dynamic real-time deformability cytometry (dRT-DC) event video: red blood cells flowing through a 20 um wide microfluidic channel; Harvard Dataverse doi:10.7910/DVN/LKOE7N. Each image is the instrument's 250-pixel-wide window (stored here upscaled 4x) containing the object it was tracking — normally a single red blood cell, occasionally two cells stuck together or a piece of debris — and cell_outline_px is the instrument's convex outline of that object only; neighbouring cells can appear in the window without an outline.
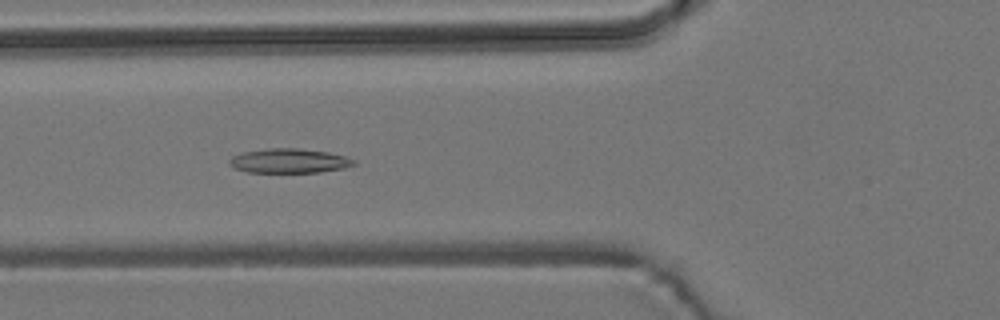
{"species": "common noctule bat (a hibernating species)", "species_latin": "Nyctalus noctula", "temperature_condition": "room temperature", "stored_images_in_passage": 22, "camera_frame_rate_fps": 3000, "um_per_image_px": 0.085, "animal": {"sex": "male", "body_mass_g": 19.2, "forearm_length_mm": 51.8}, "frame": {"image": 1, "passage_image": 3, "time_ms": 0.667, "image_size_px": [1000, 320], "cell_outline_px": [[356, 164], [344, 168], [320, 172], [248, 172], [236, 168], [228, 164], [228, 160], [232, 156], [244, 152], [268, 148], [300, 148], [328, 152], [348, 156], [356, 160]], "centroid_in_image_um": [24.62, 13.66], "position_along_channel_um": 101.2, "area_um2": 17.8}}
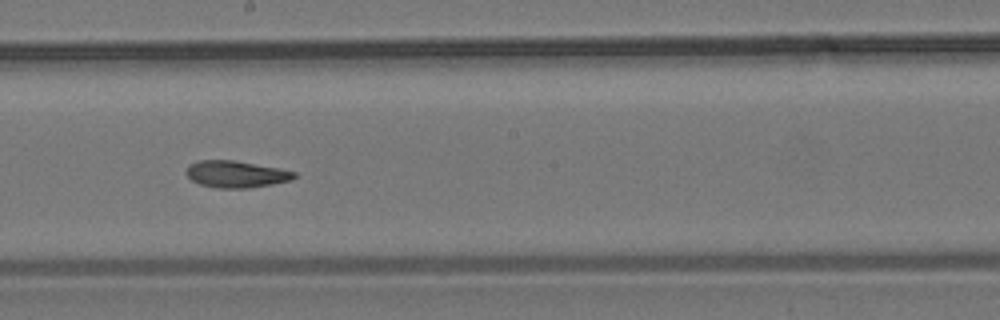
{"frame": {"image": 2, "passage_image": 13, "time_ms": 4.0, "image_size_px": [1000, 320], "cell_outline_px": [[296, 176], [288, 180], [272, 184], [248, 188], [216, 188], [200, 184], [192, 180], [188, 176], [188, 164], [200, 160], [232, 160], [276, 168], [296, 172]], "centroid_in_image_um": [20.03, 14.81], "position_along_channel_um": 228.2, "area_um2": 16.47}}
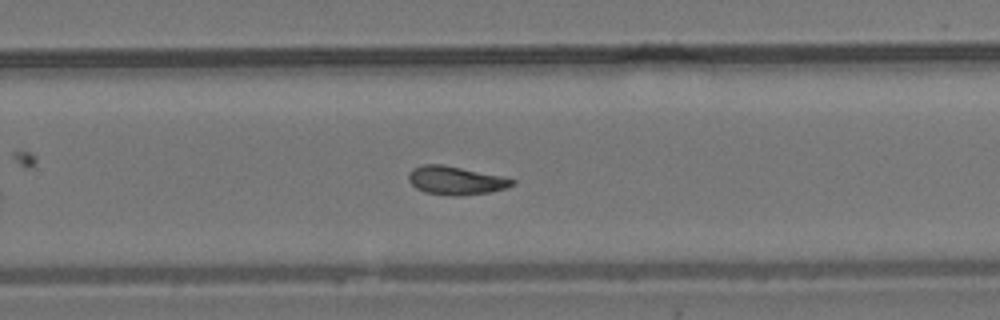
{"frame": {"image": 3, "passage_image": 18, "time_ms": 5.667, "image_size_px": [1000, 320], "cell_outline_px": [[516, 184], [508, 188], [492, 192], [460, 196], [448, 196], [424, 192], [416, 188], [408, 180], [408, 172], [412, 168], [424, 164], [440, 164], [504, 176], [516, 180]], "centroid_in_image_um": [38.77, 15.35], "position_along_channel_um": 291.0, "area_um2": 17.51}}